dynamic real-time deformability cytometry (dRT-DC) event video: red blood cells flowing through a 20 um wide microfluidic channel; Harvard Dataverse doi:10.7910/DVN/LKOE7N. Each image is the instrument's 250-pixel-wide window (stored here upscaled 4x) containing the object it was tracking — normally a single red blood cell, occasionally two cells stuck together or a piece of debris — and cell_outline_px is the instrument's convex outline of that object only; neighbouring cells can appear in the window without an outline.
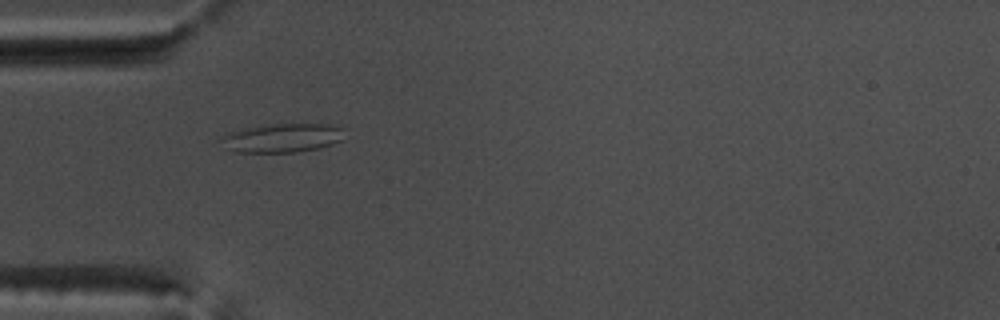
{"species": "common noctule bat (a hibernating species)", "species_latin": "Nyctalus noctula", "temperature_condition": "warm", "stored_images_in_passage": 54, "camera_frame_rate_fps": 3000, "um_per_image_px": 0.085, "animal": {"sex": "male", "body_mass_g": 17.5, "forearm_length_mm": 52.3}, "frame": {"image": 1, "passage_image": 17, "time_ms": 5.333, "image_size_px": [1000, 320], "cell_outline_px": [[344, 140], [332, 144], [316, 148], [296, 152], [236, 152], [224, 148], [220, 140], [224, 136], [232, 132], [244, 128], [272, 124], [332, 124], [344, 128]], "centroid_in_image_um": [24.04, 11.72], "position_along_channel_um": 61.0, "area_um2": 20.75}}
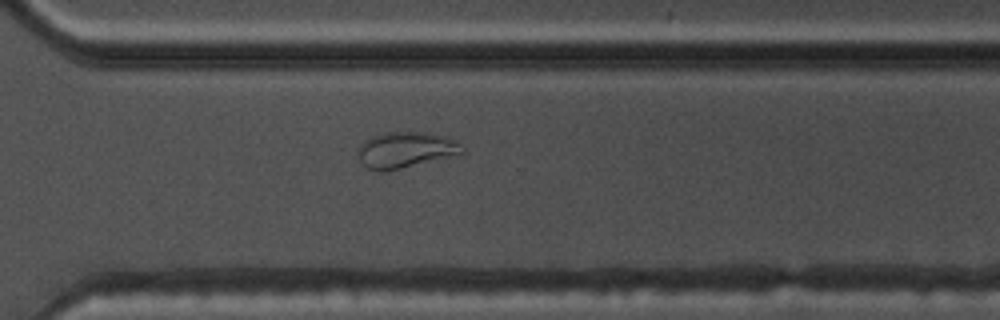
{"frame": {"image": 2, "passage_image": 39, "time_ms": 12.667, "image_size_px": [1000, 320], "cell_outline_px": [[464, 152], [460, 156], [384, 172], [380, 172], [368, 168], [360, 160], [360, 144], [364, 140], [372, 136], [388, 132], [420, 132], [444, 136], [456, 140], [460, 144]], "centroid_in_image_um": [34.54, 12.76], "position_along_channel_um": 336.1, "area_um2": 22.02}}
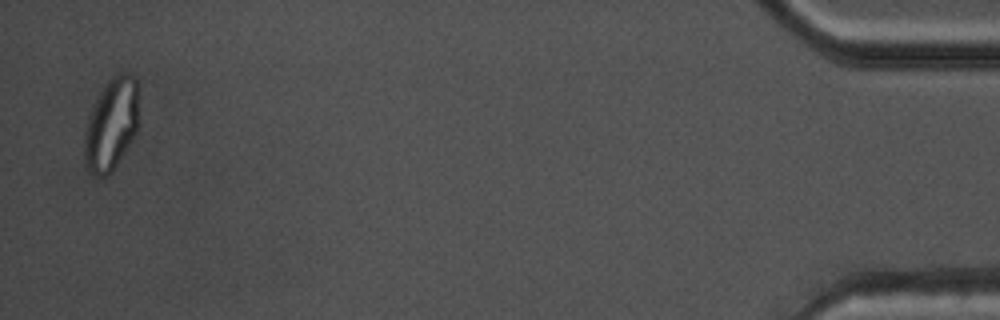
{"frame": {"image": 3, "passage_image": 53, "time_ms": 17.333, "image_size_px": [1000, 320], "cell_outline_px": [[136, 132], [132, 140], [112, 172], [104, 176], [96, 176], [88, 172], [84, 160], [84, 132], [88, 116], [104, 84], [116, 72], [128, 72], [136, 80]], "centroid_in_image_um": [9.41, 10.59], "position_along_channel_um": 425.8, "area_um2": 29.02}, "authors_computed_cell_mechanics": {"area_um2": 23.4379, "velocity_mm_per_s": 3.792, "shape_relaxation_time_tau1_ms": null, "shape_relaxation_time_tau2_ms": 1.4884, "deformation_change_tau1": null, "deformation_change_tau2": 0.073}}